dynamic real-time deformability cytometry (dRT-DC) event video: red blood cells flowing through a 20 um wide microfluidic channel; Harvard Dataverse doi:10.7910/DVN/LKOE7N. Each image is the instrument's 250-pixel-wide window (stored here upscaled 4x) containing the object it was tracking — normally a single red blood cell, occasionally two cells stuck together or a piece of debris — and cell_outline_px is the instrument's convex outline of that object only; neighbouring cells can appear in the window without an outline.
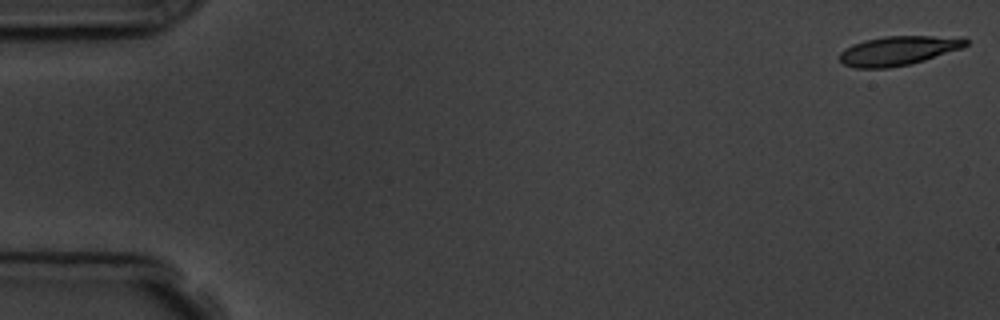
{"species": "common noctule bat (a hibernating species)", "species_latin": "Nyctalus noctula", "temperature_condition": "room temperature", "stored_images_in_passage": 6, "camera_frame_rate_fps": 3000, "um_per_image_px": 0.085, "animal": {"sex": "male", "body_mass_g": 19.5, "forearm_length_mm": 54.6}, "frame": {"image": 1, "passage_image": 1, "time_ms": 0.0, "image_size_px": [1000, 320], "cell_outline_px": [[968, 44], [964, 48], [924, 60], [908, 64], [888, 68], [856, 68], [844, 64], [840, 60], [840, 52], [844, 48], [852, 44], [864, 40], [884, 36], [964, 36], [968, 40]], "centroid_in_image_um": [76.4, 4.29], "position_along_channel_um": 8.6, "area_um2": 21.73}}
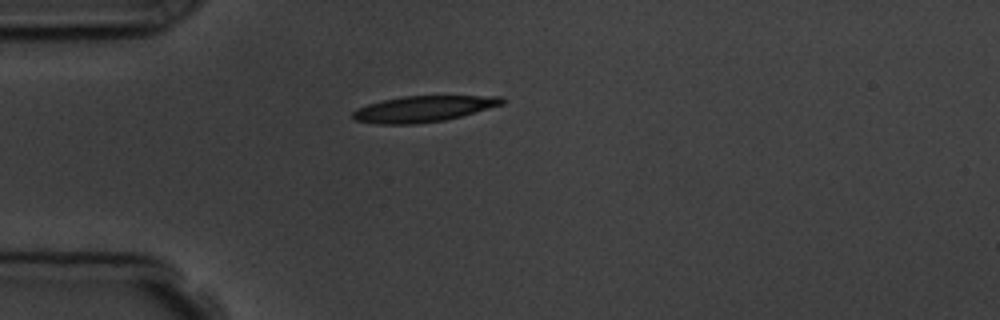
{"frame": {"image": 2, "passage_image": 5, "time_ms": 4.667, "image_size_px": [1000, 320], "cell_outline_px": [[504, 104], [460, 116], [444, 120], [416, 124], [376, 124], [356, 120], [352, 116], [352, 112], [356, 108], [368, 104], [384, 100], [404, 96], [500, 96], [504, 100]], "centroid_in_image_um": [35.96, 9.26], "position_along_channel_um": 49.0, "area_um2": 22.43}}